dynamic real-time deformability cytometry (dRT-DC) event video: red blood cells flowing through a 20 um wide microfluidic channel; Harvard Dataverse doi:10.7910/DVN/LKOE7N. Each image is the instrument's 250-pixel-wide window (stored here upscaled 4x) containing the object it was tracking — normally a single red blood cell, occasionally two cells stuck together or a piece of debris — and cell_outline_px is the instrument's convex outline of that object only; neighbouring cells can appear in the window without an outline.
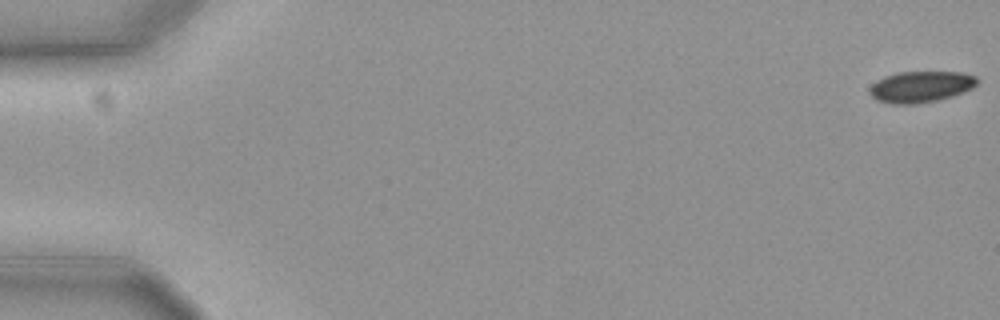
{"species": "common noctule bat (a hibernating species)", "species_latin": "Nyctalus noctula", "temperature_condition": "cold", "stored_images_in_passage": 56, "camera_frame_rate_fps": 3000, "um_per_image_px": 0.085, "animal": {"sex": "female", "body_mass_g": 19.3, "forearm_length_mm": 54.1}, "frame": {"image": 1, "passage_image": 1, "time_ms": 0.0, "image_size_px": [1000, 320], "cell_outline_px": [[980, 80], [972, 88], [964, 92], [952, 96], [936, 100], [912, 104], [892, 104], [876, 100], [868, 92], [872, 84], [876, 80], [884, 76], [896, 72], [960, 72], [976, 76]], "centroid_in_image_um": [78.25, 7.36], "position_along_channel_um": 6.7, "area_um2": 19.65}}
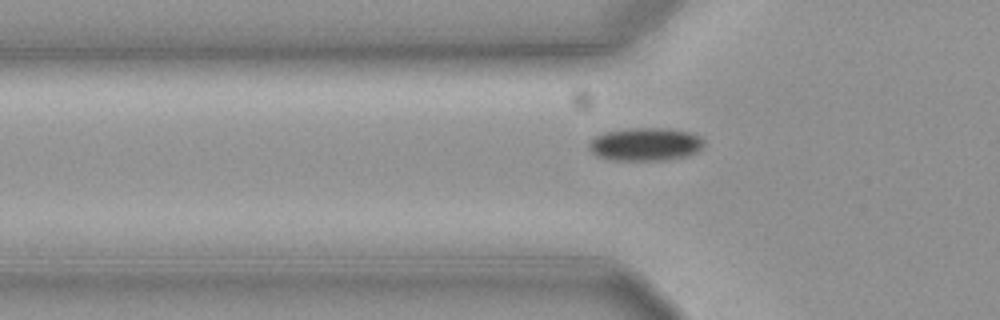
{"frame": {"image": 2, "passage_image": 20, "time_ms": 6.333, "image_size_px": [1000, 320], "cell_outline_px": [[704, 144], [696, 152], [688, 156], [664, 160], [612, 160], [596, 156], [588, 148], [588, 144], [596, 136], [604, 132], [628, 128], [668, 128], [688, 132], [700, 136], [704, 140]], "centroid_in_image_um": [54.85, 12.26], "position_along_channel_um": 71.0, "area_um2": 22.25}}
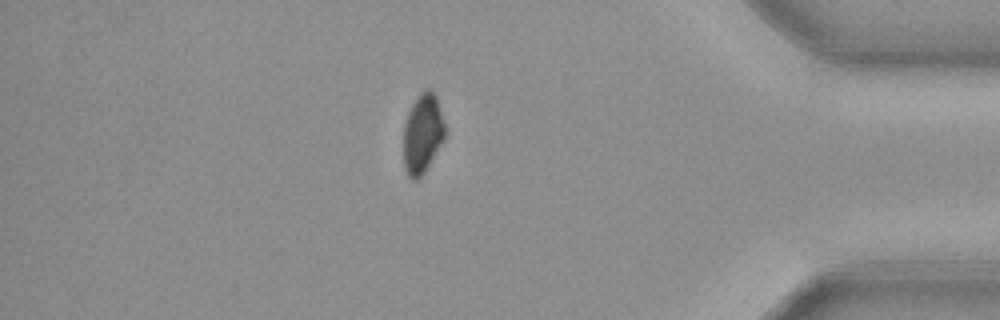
{"frame": {"image": 3, "passage_image": 50, "time_ms": 16.333, "image_size_px": [1000, 320], "cell_outline_px": [[444, 140], [424, 172], [416, 180], [412, 180], [408, 176], [404, 168], [404, 124], [408, 112], [412, 104], [420, 92], [428, 88], [436, 96], [444, 124]], "centroid_in_image_um": [35.9, 11.37], "position_along_channel_um": 399.3, "area_um2": 18.96}, "authors_computed_cell_mechanics": {"area_um2": 21.1837, "velocity_mm_per_s": 3.6438, "shape_relaxation_time_tau1_ms": 6.3734, "shape_relaxation_time_tau2_ms": null, "deformation_change_tau1": 0.0837, "deformation_change_tau2": null}}